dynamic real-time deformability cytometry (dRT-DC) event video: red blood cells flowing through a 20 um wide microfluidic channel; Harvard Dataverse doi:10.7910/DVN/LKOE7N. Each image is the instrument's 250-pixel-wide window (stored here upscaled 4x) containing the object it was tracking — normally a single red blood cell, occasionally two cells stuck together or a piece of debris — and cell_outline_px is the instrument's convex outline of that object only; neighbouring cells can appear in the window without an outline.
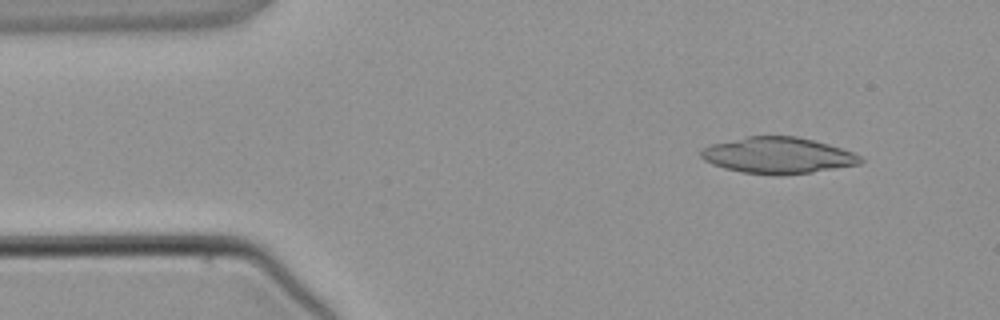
{"species": "common noctule bat (a hibernating species)", "species_latin": "Nyctalus noctula", "temperature_condition": "warm", "stored_images_in_passage": 5, "camera_frame_rate_fps": 3000, "um_per_image_px": 0.085, "animal": {"sex": "male", "body_mass_g": 21.5, "forearm_length_mm": 52.0}, "frame": {"image": 1, "passage_image": 2, "time_ms": 1.0, "image_size_px": [1000, 320], "cell_outline_px": [[864, 160], [860, 164], [812, 172], [776, 176], [740, 172], [724, 168], [712, 164], [704, 160], [700, 156], [700, 152], [708, 144], [748, 136], [796, 136], [828, 144], [852, 152], [860, 156]], "centroid_in_image_um": [66.08, 13.22], "position_along_channel_um": 18.9, "area_um2": 33.76}}